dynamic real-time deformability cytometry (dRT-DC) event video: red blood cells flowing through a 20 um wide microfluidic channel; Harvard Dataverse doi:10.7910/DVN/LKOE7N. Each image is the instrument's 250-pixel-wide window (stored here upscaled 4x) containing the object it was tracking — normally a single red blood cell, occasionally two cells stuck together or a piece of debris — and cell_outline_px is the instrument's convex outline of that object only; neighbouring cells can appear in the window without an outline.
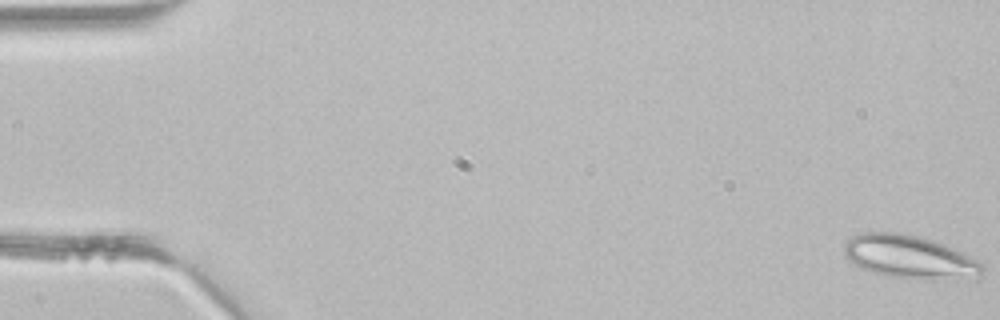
{"species": "common noctule bat (a hibernating species)", "species_latin": "Nyctalus noctula", "temperature_condition": "room temperature", "stored_images_in_passage": 5, "camera_frame_rate_fps": 3000, "um_per_image_px": 0.085, "animal": {"sex": "male", "body_mass_g": 21.5, "forearm_length_mm": 52.0}, "frame": {"image": 1, "passage_image": 1, "time_ms": 0.0, "image_size_px": [1000, 320], "cell_outline_px": [[984, 268], [980, 272], [932, 280], [928, 280], [892, 276], [876, 272], [864, 268], [856, 264], [844, 252], [844, 244], [852, 236], [864, 232], [900, 232], [920, 236], [944, 244], [964, 252], [976, 260]], "centroid_in_image_um": [77.24, 21.78], "position_along_channel_um": 7.8, "area_um2": 33.52}}